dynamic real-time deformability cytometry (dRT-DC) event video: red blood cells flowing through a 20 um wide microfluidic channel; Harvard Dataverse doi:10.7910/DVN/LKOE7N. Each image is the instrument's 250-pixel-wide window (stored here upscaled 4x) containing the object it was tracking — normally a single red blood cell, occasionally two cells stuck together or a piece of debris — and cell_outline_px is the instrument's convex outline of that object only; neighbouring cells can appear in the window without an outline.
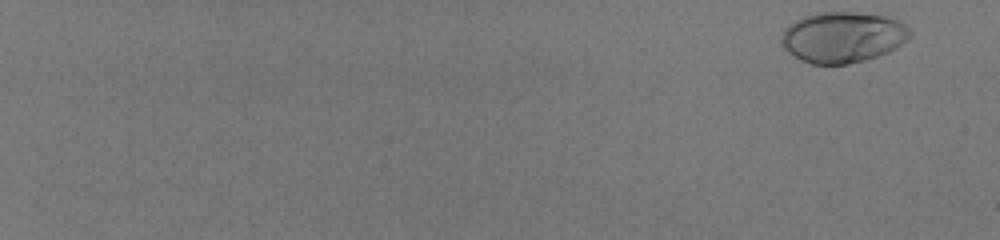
{"species": "human", "species_latin": "Homo sapiens", "temperature_condition": "room temperature", "stored_images_in_passage": 55, "camera_frame_rate_fps": 3000, "um_per_image_px": 0.085, "donor": {"sex": "male"}, "frame": {"image": 1, "passage_image": 1, "time_ms": 0.0, "image_size_px": [1000, 240], "cell_outline_px": [[912, 36], [908, 40], [896, 48], [888, 52], [864, 60], [848, 64], [812, 64], [800, 60], [788, 52], [784, 48], [780, 40], [784, 28], [788, 24], [804, 16], [816, 12], [852, 12], [888, 16], [904, 24], [912, 32]], "centroid_in_image_um": [71.63, 3.16], "position_along_channel_um": 13.4, "area_um2": 38.32}}
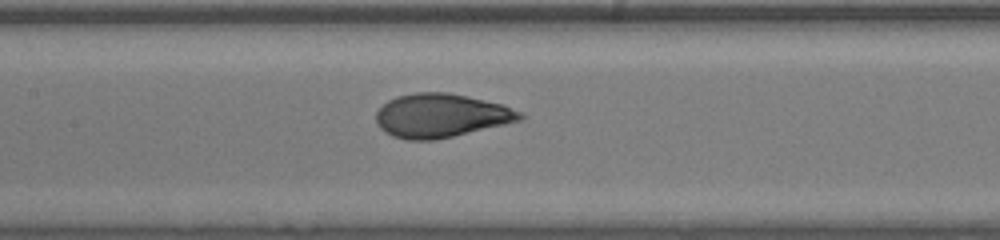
{"frame": {"image": 2, "passage_image": 32, "time_ms": 10.333, "image_size_px": [1000, 240], "cell_outline_px": [[524, 120], [436, 140], [404, 140], [392, 136], [384, 132], [376, 124], [376, 112], [388, 100], [396, 96], [416, 92], [448, 92], [468, 96], [504, 104], [524, 112]], "centroid_in_image_um": [37.52, 9.82], "position_along_channel_um": 169.9, "area_um2": 37.22}}
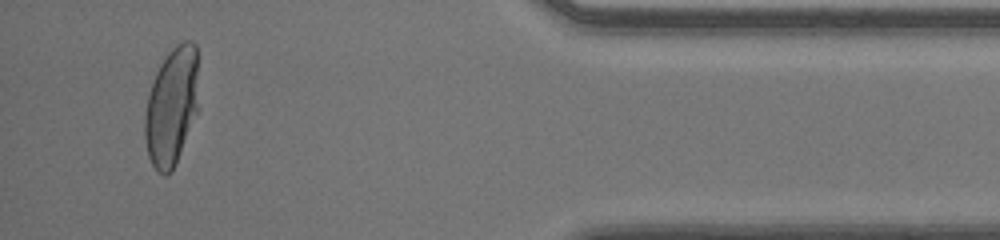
{"frame": {"image": 3, "passage_image": 53, "time_ms": 17.333, "image_size_px": [1000, 240], "cell_outline_px": [[200, 108], [176, 164], [172, 172], [168, 176], [164, 176], [156, 172], [148, 156], [144, 136], [144, 116], [148, 96], [156, 72], [160, 64], [168, 52], [176, 44], [184, 40], [192, 40], [196, 44]], "centroid_in_image_um": [14.62, 9.07], "position_along_channel_um": 420.6, "area_um2": 38.15}, "authors_computed_cell_mechanics": {"area_um2": 36.5296, "velocity_mm_per_s": 4.0803, "shape_relaxation_time_tau1_ms": 3.5719, "shape_relaxation_time_tau2_ms": null, "deformation_change_tau1": 0.2203, "deformation_change_tau2": null}}